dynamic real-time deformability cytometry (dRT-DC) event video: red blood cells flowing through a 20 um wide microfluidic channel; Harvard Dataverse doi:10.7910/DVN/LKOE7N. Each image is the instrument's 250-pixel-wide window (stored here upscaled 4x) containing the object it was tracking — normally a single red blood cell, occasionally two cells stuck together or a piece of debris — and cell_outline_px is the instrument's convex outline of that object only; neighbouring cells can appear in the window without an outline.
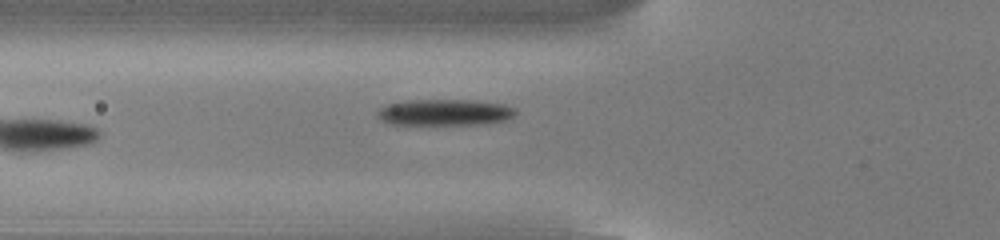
{"species": "common noctule bat (a hibernating species)", "species_latin": "Nyctalus noctula", "temperature_condition": "cold", "stored_images_in_passage": 37, "camera_frame_rate_fps": 3000, "um_per_image_px": 0.085, "animal": {"sex": "male", "body_mass_g": 13.0, "forearm_length_mm": 53.1}, "frame": {"image": 1, "passage_image": 2, "time_ms": 0.333, "image_size_px": [1000, 240], "cell_outline_px": [[516, 112], [508, 120], [476, 124], [388, 124], [380, 120], [376, 116], [376, 112], [380, 108], [388, 104], [408, 100], [468, 100], [504, 104], [516, 108]], "centroid_in_image_um": [37.76, 9.55], "position_along_channel_um": 88.0, "area_um2": 21.1}}
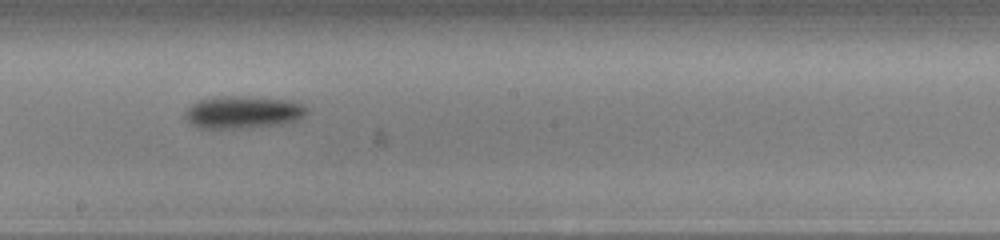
{"frame": {"image": 2, "passage_image": 13, "time_ms": 4.0, "image_size_px": [1000, 240], "cell_outline_px": [[308, 112], [304, 116], [296, 120], [284, 124], [248, 128], [200, 128], [192, 124], [184, 116], [184, 112], [192, 104], [200, 100], [224, 96], [244, 96], [288, 100], [300, 104], [308, 108]], "centroid_in_image_um": [20.67, 9.55], "position_along_channel_um": 227.5, "area_um2": 22.95}}
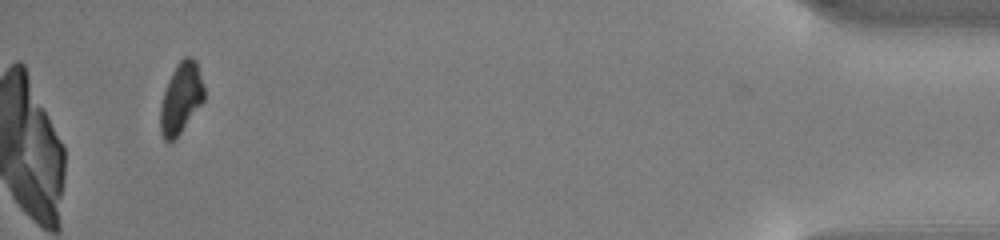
{"frame": {"image": 3, "passage_image": 34, "time_ms": 11.0, "image_size_px": [1000, 240], "cell_outline_px": [[204, 100], [180, 132], [172, 140], [164, 140], [160, 132], [160, 104], [168, 80], [176, 64], [184, 56], [192, 56], [196, 60], [204, 88]], "centroid_in_image_um": [15.37, 8.29], "position_along_channel_um": 419.8, "area_um2": 17.86}}